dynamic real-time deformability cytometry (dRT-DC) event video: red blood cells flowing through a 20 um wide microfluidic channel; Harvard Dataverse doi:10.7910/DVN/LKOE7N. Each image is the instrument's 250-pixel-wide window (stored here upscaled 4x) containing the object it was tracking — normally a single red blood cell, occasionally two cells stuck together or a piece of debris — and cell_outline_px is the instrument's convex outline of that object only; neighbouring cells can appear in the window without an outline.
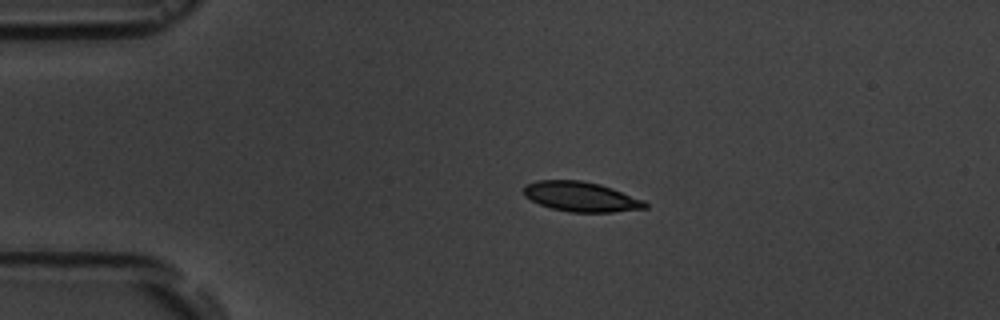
{"species": "common noctule bat (a hibernating species)", "species_latin": "Nyctalus noctula", "temperature_condition": "room temperature", "stored_images_in_passage": 6, "camera_frame_rate_fps": 3000, "um_per_image_px": 0.085, "animal": {"sex": "male", "body_mass_g": 19.5, "forearm_length_mm": 54.6}, "frame": {"image": 1, "passage_image": 2, "time_ms": 2.0, "image_size_px": [1000, 320], "cell_outline_px": [[648, 208], [612, 212], [572, 212], [552, 208], [540, 204], [524, 196], [524, 184], [536, 180], [580, 180], [600, 184], [612, 188], [644, 200], [648, 204]], "centroid_in_image_um": [49.39, 16.71], "position_along_channel_um": 35.6, "area_um2": 21.1}}
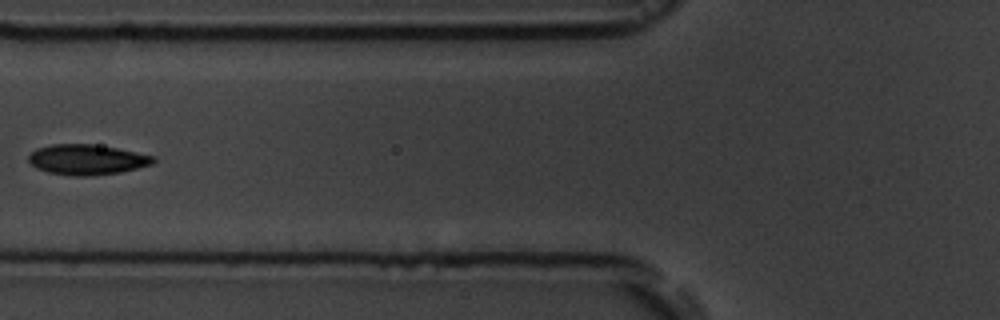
{"frame": {"image": 2, "passage_image": 5, "time_ms": 5.333, "image_size_px": [1000, 320], "cell_outline_px": [[156, 160], [152, 164], [120, 172], [92, 176], [72, 176], [48, 172], [36, 168], [28, 160], [28, 156], [36, 148], [52, 144], [92, 144], [116, 148], [156, 156]], "centroid_in_image_um": [7.38, 13.57], "position_along_channel_um": 118.4, "area_um2": 22.02}}
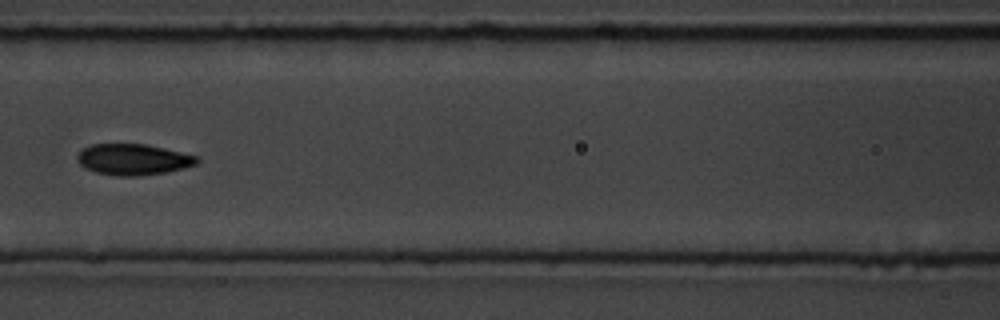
{"frame": {"image": 3, "passage_image": 6, "time_ms": 6.333, "image_size_px": [1000, 320], "cell_outline_px": [[200, 160], [196, 164], [184, 168], [164, 172], [136, 176], [120, 176], [96, 172], [84, 168], [76, 160], [76, 156], [80, 148], [92, 144], [144, 144], [180, 152], [196, 156]], "centroid_in_image_um": [11.25, 13.55], "position_along_channel_um": 155.3, "area_um2": 21.56}}